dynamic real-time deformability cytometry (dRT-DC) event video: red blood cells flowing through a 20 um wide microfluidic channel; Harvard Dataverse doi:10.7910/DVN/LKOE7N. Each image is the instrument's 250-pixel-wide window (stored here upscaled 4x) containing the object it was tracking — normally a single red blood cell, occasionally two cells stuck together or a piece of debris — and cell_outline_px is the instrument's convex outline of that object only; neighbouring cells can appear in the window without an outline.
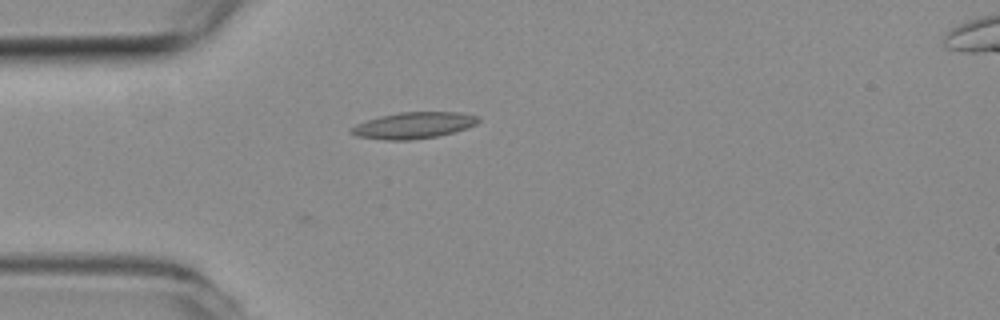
{"species": "common noctule bat (a hibernating species)", "species_latin": "Nyctalus noctula", "temperature_condition": "room temperature", "stored_images_in_passage": 33, "camera_frame_rate_fps": 3000, "um_per_image_px": 0.085, "animal": {"sex": "female", "body_mass_g": 19.3, "forearm_length_mm": 54.1}, "frame": {"image": 1, "passage_image": 1, "time_ms": 0.0, "image_size_px": [1000, 320], "cell_outline_px": [[480, 120], [476, 124], [452, 132], [436, 136], [412, 140], [384, 140], [356, 136], [348, 128], [356, 124], [380, 116], [400, 112], [456, 112], [476, 116]], "centroid_in_image_um": [35.1, 10.66], "position_along_channel_um": 49.9, "area_um2": 19.25}}
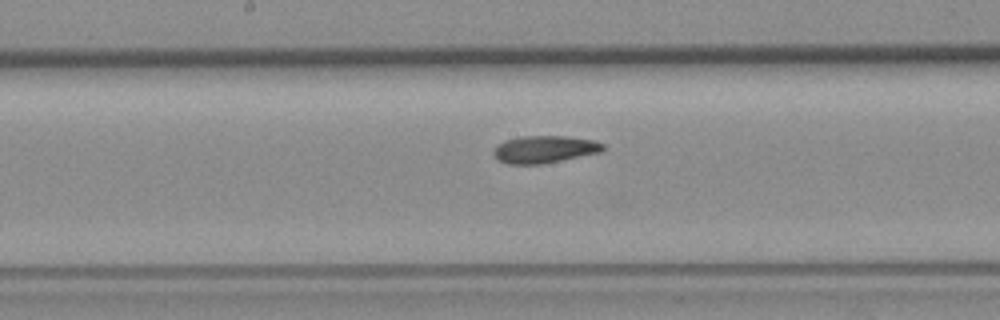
{"frame": {"image": 2, "passage_image": 14, "time_ms": 4.333, "image_size_px": [1000, 320], "cell_outline_px": [[604, 152], [540, 164], [508, 164], [496, 160], [492, 152], [504, 140], [520, 136], [564, 136], [596, 140], [604, 144]], "centroid_in_image_um": [46.3, 12.69], "position_along_channel_um": 201.9, "area_um2": 17.57}}
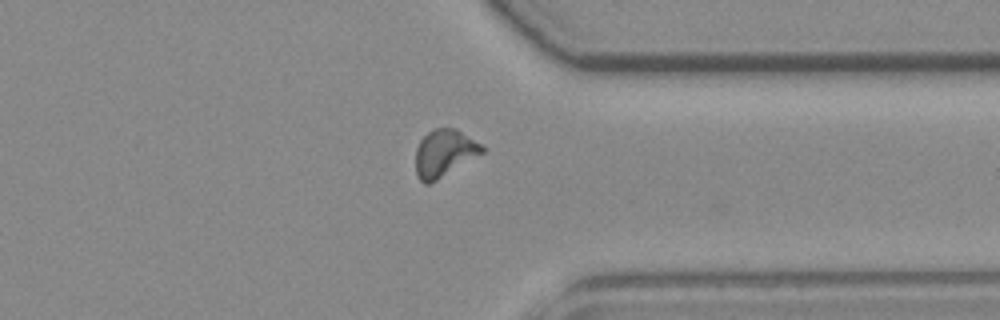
{"frame": {"image": 3, "passage_image": 28, "time_ms": 9.0, "image_size_px": [1000, 320], "cell_outline_px": [[484, 152], [436, 180], [428, 184], [424, 184], [420, 180], [416, 172], [416, 148], [420, 140], [432, 128], [456, 128], [480, 144], [484, 148]], "centroid_in_image_um": [37.73, 13.0], "position_along_channel_um": 373.7, "area_um2": 17.98}, "authors_computed_cell_mechanics": {"area_um2": 17.3978, "velocity_mm_per_s": 3.7641, "shape_relaxation_time_tau1_ms": null, "shape_relaxation_time_tau2_ms": 4.4773, "deformation_change_tau1": null, "deformation_change_tau2": 0.1203}}